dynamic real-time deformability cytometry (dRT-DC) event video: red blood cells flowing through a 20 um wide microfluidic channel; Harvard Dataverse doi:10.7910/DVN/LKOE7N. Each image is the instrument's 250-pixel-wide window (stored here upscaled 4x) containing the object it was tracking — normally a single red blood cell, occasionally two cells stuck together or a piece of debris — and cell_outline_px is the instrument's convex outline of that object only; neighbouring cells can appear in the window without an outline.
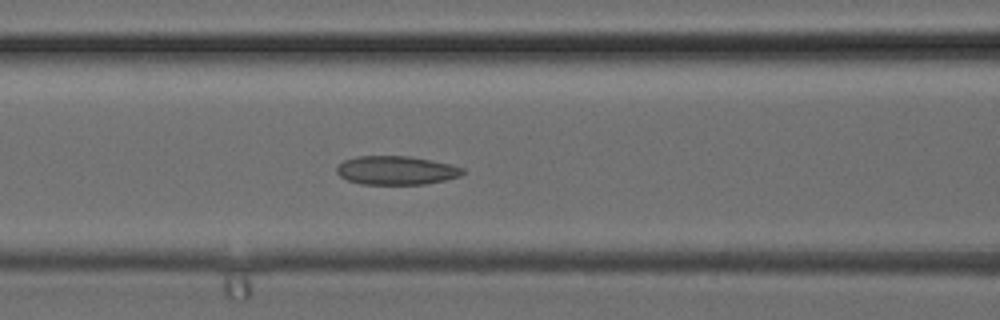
{"species": "common noctule bat (a hibernating species)", "species_latin": "Nyctalus noctula", "temperature_condition": "cold", "stored_images_in_passage": 34, "camera_frame_rate_fps": 3000, "um_per_image_px": 0.085, "animal": {"sex": "female", "body_mass_g": 24.6, "forearm_length_mm": 56.2}, "frame": {"image": 1, "passage_image": 11, "time_ms": 3.333, "image_size_px": [1000, 320], "cell_outline_px": [[464, 172], [460, 176], [444, 180], [424, 184], [360, 184], [348, 180], [340, 176], [336, 172], [336, 168], [344, 160], [356, 156], [408, 156], [432, 160], [464, 168]], "centroid_in_image_um": [33.66, 14.48], "position_along_channel_um": 132.9, "area_um2": 20.98}}
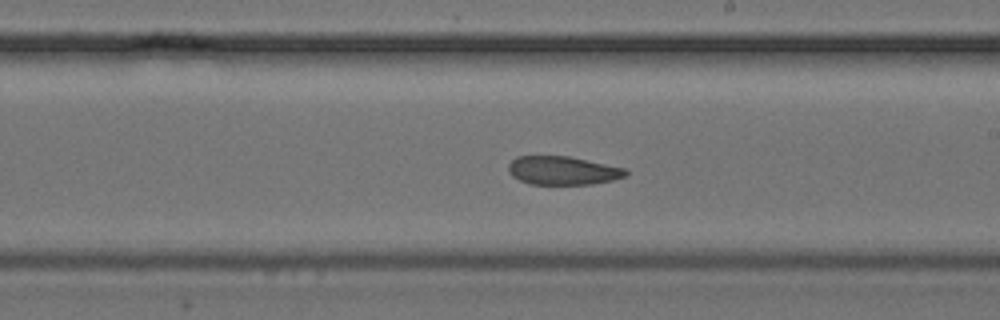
{"frame": {"image": 2, "passage_image": 17, "time_ms": 5.333, "image_size_px": [1000, 320], "cell_outline_px": [[628, 172], [624, 176], [612, 180], [592, 184], [528, 184], [512, 176], [508, 172], [508, 164], [516, 156], [568, 156], [628, 168]], "centroid_in_image_um": [47.83, 14.49], "position_along_channel_um": 241.2, "area_um2": 19.59}}
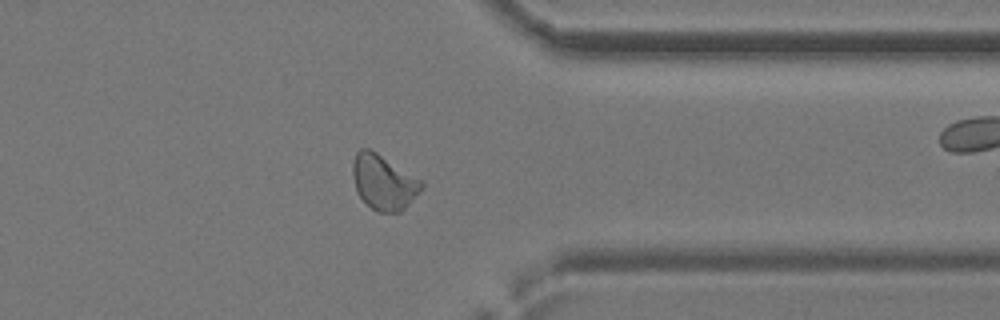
{"frame": {"image": 3, "passage_image": 25, "time_ms": 8.0, "image_size_px": [1000, 320], "cell_outline_px": [[424, 188], [400, 212], [376, 212], [356, 192], [352, 176], [352, 164], [356, 152], [360, 148], [368, 148], [376, 152], [420, 180], [424, 184]], "centroid_in_image_um": [32.57, 15.49], "position_along_channel_um": 378.8, "area_um2": 21.79}}